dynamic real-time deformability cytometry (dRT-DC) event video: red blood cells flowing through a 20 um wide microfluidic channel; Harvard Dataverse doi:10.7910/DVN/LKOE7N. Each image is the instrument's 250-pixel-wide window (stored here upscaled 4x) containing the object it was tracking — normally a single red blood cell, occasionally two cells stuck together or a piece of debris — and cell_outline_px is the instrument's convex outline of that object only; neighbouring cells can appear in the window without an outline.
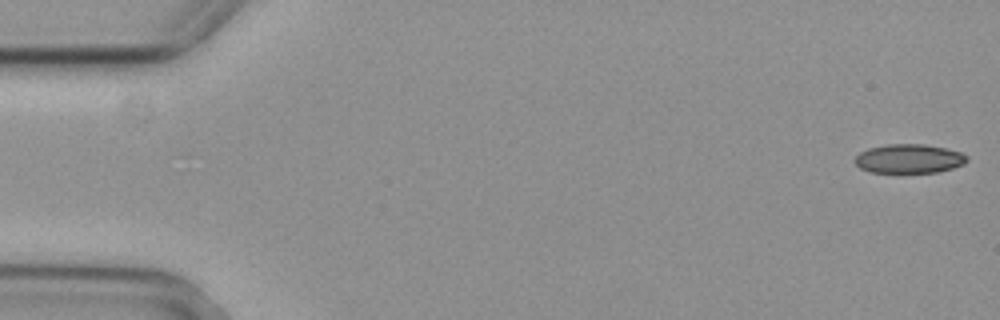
{"species": "common noctule bat (a hibernating species)", "species_latin": "Nyctalus noctula", "temperature_condition": "cold", "stored_images_in_passage": 5, "segment_of_instrument_passage": [2, 2], "camera_frame_rate_fps": 3000, "um_per_image_px": 0.085, "animal": {"sex": "female", "body_mass_g": 29.2, "forearm_length_mm": 56.3}, "frame": {"image": 1, "passage_image": 5, "time_ms": 1.333, "image_size_px": [1000, 320], "cell_outline_px": [[968, 160], [964, 164], [952, 168], [936, 172], [872, 172], [860, 168], [852, 160], [860, 152], [868, 148], [888, 144], [924, 144], [944, 148], [960, 152], [968, 156]], "centroid_in_image_um": [77.25, 13.48], "position_along_channel_um": 7.7, "area_um2": 18.9}}